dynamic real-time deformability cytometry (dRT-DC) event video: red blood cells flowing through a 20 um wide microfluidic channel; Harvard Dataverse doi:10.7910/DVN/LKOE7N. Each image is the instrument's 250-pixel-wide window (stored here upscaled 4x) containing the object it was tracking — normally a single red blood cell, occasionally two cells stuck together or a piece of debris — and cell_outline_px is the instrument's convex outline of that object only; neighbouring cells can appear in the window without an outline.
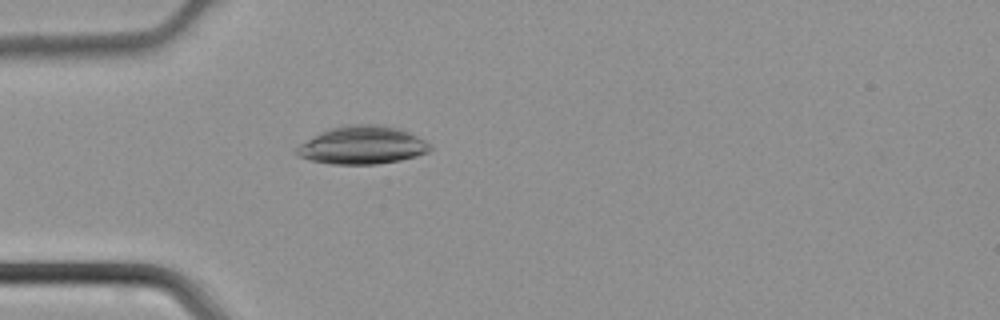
{"species": "common noctule bat (a hibernating species)", "species_latin": "Nyctalus noctula", "temperature_condition": "cold", "stored_images_in_passage": 45, "camera_frame_rate_fps": 3000, "um_per_image_px": 0.085, "animal": {"sex": "male", "body_mass_g": 21.5, "forearm_length_mm": 52.0}, "frame": {"image": 1, "passage_image": 13, "time_ms": 4.0, "image_size_px": [1000, 320], "cell_outline_px": [[432, 148], [428, 152], [416, 156], [400, 160], [376, 164], [332, 164], [312, 160], [296, 156], [296, 148], [300, 144], [320, 132], [328, 128], [348, 124], [380, 124], [400, 128], [432, 144]], "centroid_in_image_um": [30.8, 12.33], "position_along_channel_um": 54.2, "area_um2": 29.65}}
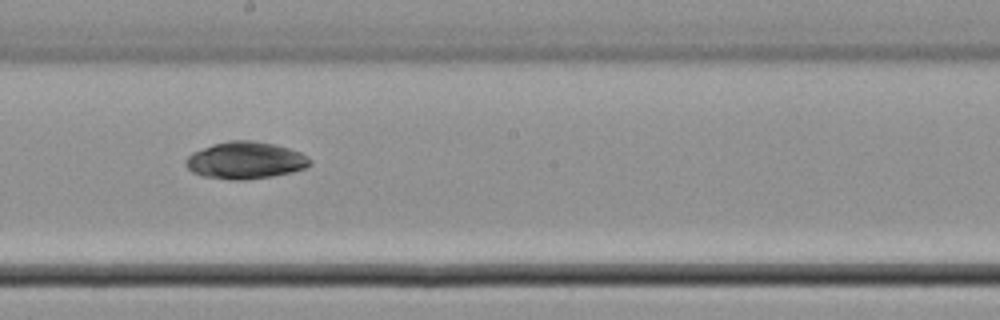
{"frame": {"image": 2, "passage_image": 25, "time_ms": 8.0, "image_size_px": [1000, 320], "cell_outline_px": [[312, 164], [308, 168], [292, 172], [272, 176], [244, 180], [232, 180], [204, 176], [192, 172], [184, 164], [184, 160], [192, 152], [212, 144], [228, 140], [252, 140], [276, 144], [300, 152], [308, 156], [312, 160]], "centroid_in_image_um": [20.88, 13.62], "position_along_channel_um": 227.3, "area_um2": 27.17}}
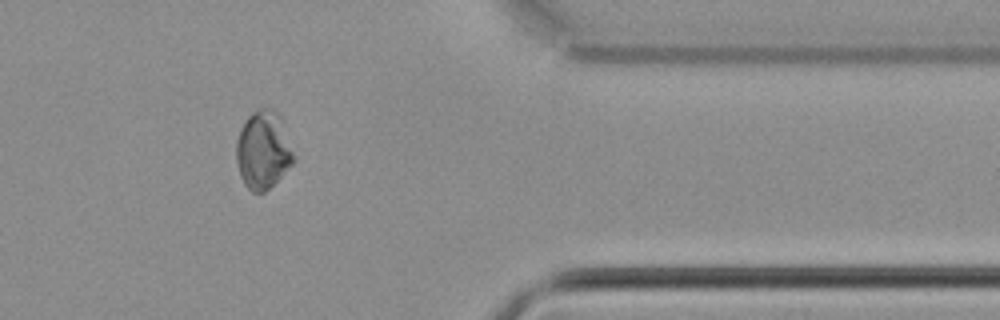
{"frame": {"image": 3, "passage_image": 37, "time_ms": 12.0, "image_size_px": [1000, 320], "cell_outline_px": [[296, 160], [264, 192], [252, 192], [244, 184], [240, 176], [236, 160], [236, 140], [240, 128], [248, 116], [252, 112], [260, 108], [272, 108], [280, 116], [296, 156]], "centroid_in_image_um": [22.36, 12.73], "position_along_channel_um": 389.0, "area_um2": 26.13}}